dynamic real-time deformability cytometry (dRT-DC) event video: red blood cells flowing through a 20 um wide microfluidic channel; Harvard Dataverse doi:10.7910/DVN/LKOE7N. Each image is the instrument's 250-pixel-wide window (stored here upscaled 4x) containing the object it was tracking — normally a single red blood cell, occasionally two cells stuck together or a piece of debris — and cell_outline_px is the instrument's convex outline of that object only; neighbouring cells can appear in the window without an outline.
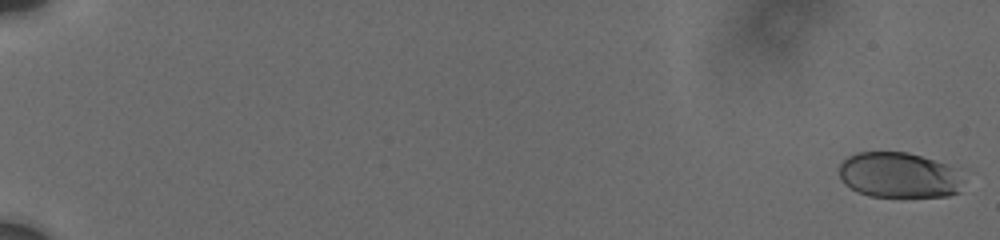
{"species": "human", "species_latin": "Homo sapiens", "temperature_condition": "cold", "stored_images_in_passage": 41, "camera_frame_rate_fps": 3000, "um_per_image_px": 0.085, "donor": {"sex": "male"}, "frame": {"image": 1, "passage_image": 3, "time_ms": 0.333, "image_size_px": [1000, 240], "cell_outline_px": [[960, 192], [948, 196], [868, 196], [844, 184], [840, 180], [840, 164], [848, 156], [856, 152], [908, 152], [948, 164], [952, 168]], "centroid_in_image_um": [76.3, 14.87], "position_along_channel_um": 8.7, "area_um2": 32.19}}
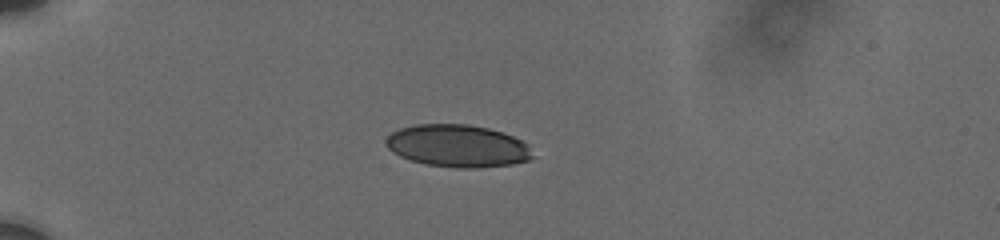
{"frame": {"image": 2, "passage_image": 34, "time_ms": 6.0, "image_size_px": [1000, 240], "cell_outline_px": [[532, 156], [528, 160], [512, 164], [472, 168], [464, 168], [428, 164], [412, 160], [400, 156], [392, 152], [384, 144], [384, 140], [392, 132], [400, 128], [416, 124], [468, 124], [488, 128], [512, 136], [528, 144]], "centroid_in_image_um": [38.86, 12.39], "position_along_channel_um": 46.1, "area_um2": 35.89}}